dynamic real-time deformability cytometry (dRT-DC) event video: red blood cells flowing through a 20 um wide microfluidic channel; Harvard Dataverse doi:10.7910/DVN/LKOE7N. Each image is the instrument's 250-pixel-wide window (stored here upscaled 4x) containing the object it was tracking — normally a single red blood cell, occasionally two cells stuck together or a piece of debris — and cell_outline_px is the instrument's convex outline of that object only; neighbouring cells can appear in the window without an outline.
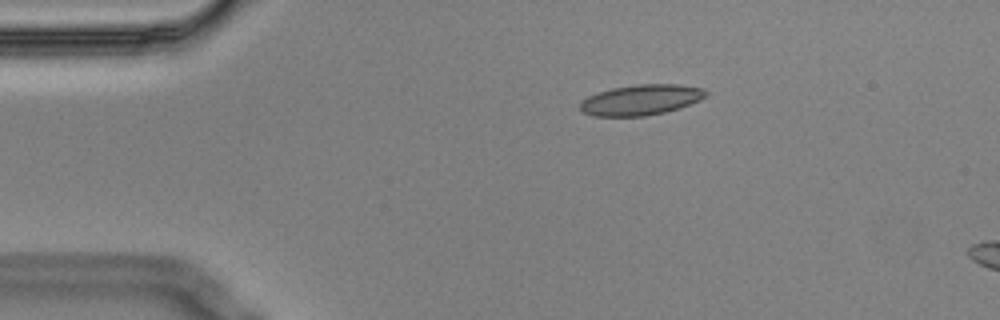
{"species": "Egyptian fruit bat (a non-hibernating species)", "species_latin": "Rousettus aegyptiacus", "temperature_condition": "cold", "stored_images_in_passage": 14, "camera_frame_rate_fps": 3000, "um_per_image_px": 0.085, "animal": {"sex": "male"}, "frame": {"image": 1, "passage_image": 1, "time_ms": 0.0, "image_size_px": [1000, 320], "cell_outline_px": [[708, 92], [704, 96], [680, 108], [664, 112], [644, 116], [592, 116], [580, 112], [580, 100], [588, 96], [612, 88], [636, 84], [680, 84], [704, 88]], "centroid_in_image_um": [54.43, 8.49], "position_along_channel_um": 30.6, "area_um2": 22.31}}
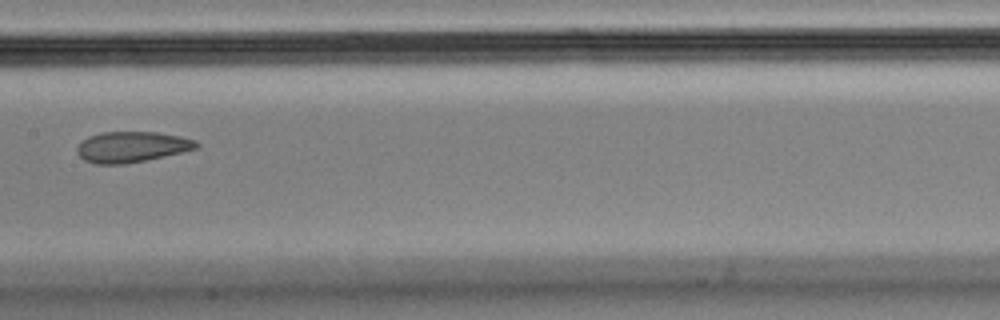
{"frame": {"image": 2, "passage_image": 6, "time_ms": 1.667, "image_size_px": [1000, 320], "cell_outline_px": [[200, 144], [196, 148], [180, 152], [144, 160], [124, 164], [96, 164], [84, 160], [76, 152], [76, 148], [88, 136], [100, 132], [156, 132], [180, 136], [196, 140]], "centroid_in_image_um": [11.17, 12.48], "position_along_channel_um": 196.2, "area_um2": 21.15}}
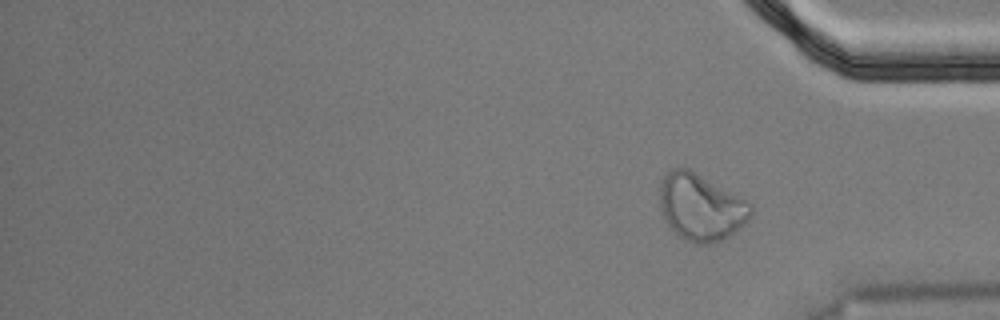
{"frame": {"image": 3, "passage_image": 14, "time_ms": 4.333, "image_size_px": [1000, 320], "cell_outline_px": [[752, 212], [744, 224], [728, 236], [720, 240], [708, 244], [696, 244], [680, 236], [664, 220], [660, 208], [660, 180], [672, 168], [688, 168], [752, 204]], "centroid_in_image_um": [59.54, 17.6], "position_along_channel_um": 375.7, "area_um2": 34.85}}